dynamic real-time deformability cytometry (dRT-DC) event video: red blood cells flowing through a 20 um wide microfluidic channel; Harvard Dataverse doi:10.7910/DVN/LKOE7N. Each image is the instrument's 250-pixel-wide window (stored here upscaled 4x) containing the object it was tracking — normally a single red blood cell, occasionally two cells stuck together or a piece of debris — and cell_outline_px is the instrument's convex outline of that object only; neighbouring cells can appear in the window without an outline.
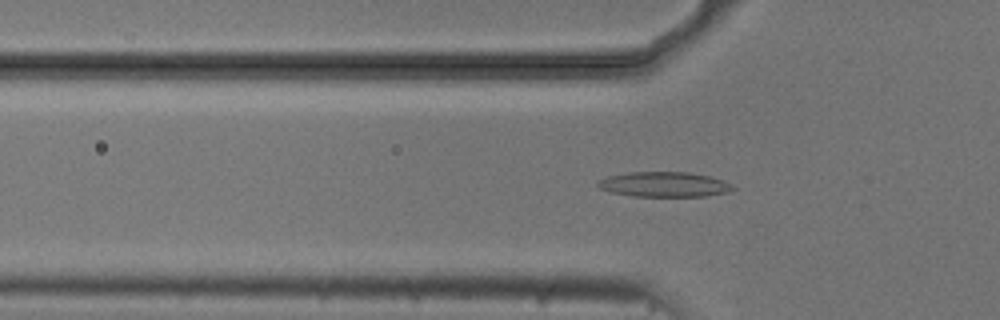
{"species": "common noctule bat (a hibernating species)", "species_latin": "Nyctalus noctula", "temperature_condition": "cold", "stored_images_in_passage": 54, "camera_frame_rate_fps": 3000, "um_per_image_px": 0.085, "animal": {"sex": "male", "body_mass_g": 20.5, "forearm_length_mm": 52.5}, "frame": {"image": 1, "passage_image": 17, "time_ms": 5.333, "image_size_px": [1000, 320], "cell_outline_px": [[736, 188], [728, 192], [708, 196], [632, 196], [612, 192], [600, 188], [596, 184], [596, 180], [608, 176], [628, 172], [688, 172], [708, 176], [724, 180], [732, 184]], "centroid_in_image_um": [56.46, 15.67], "position_along_channel_um": 69.3, "area_um2": 19.77}}
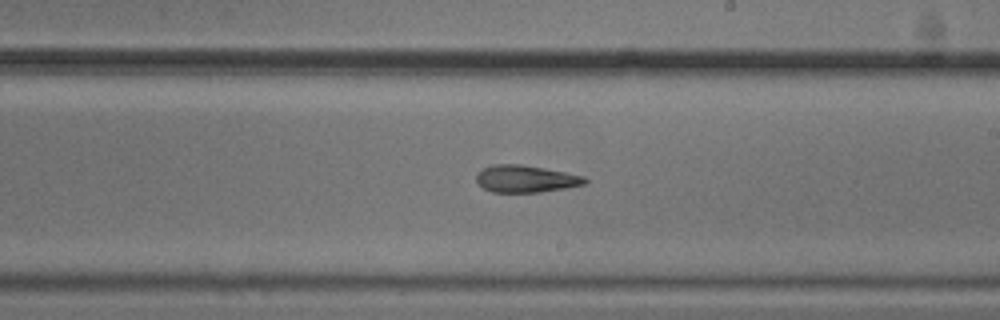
{"frame": {"image": 2, "passage_image": 31, "time_ms": 10.0, "image_size_px": [1000, 320], "cell_outline_px": [[588, 180], [584, 184], [564, 188], [540, 192], [492, 192], [484, 188], [476, 180], [476, 176], [484, 168], [492, 164], [520, 164], [544, 168], [584, 176]], "centroid_in_image_um": [44.68, 15.2], "position_along_channel_um": 244.3, "area_um2": 16.94}}
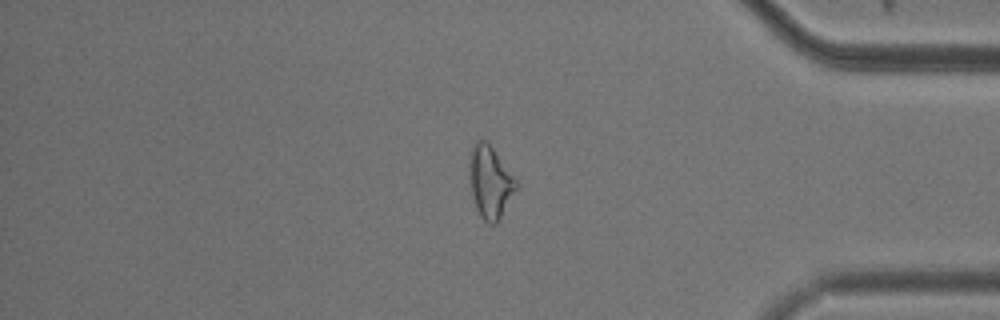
{"frame": {"image": 3, "passage_image": 45, "time_ms": 14.667, "image_size_px": [1000, 320], "cell_outline_px": [[516, 188], [496, 224], [488, 224], [480, 216], [476, 208], [468, 176], [468, 156], [472, 144], [476, 140], [484, 140], [492, 148], [516, 180]], "centroid_in_image_um": [41.59, 15.44], "position_along_channel_um": 393.6, "area_um2": 19.36}, "authors_computed_cell_mechanics": {"area_um2": 18.9584, "velocity_mm_per_s": 3.7286, "shape_relaxation_time_tau1_ms": null, "shape_relaxation_time_tau2_ms": 4.4449, "deformation_change_tau1": null, "deformation_change_tau2": 0.1367}}